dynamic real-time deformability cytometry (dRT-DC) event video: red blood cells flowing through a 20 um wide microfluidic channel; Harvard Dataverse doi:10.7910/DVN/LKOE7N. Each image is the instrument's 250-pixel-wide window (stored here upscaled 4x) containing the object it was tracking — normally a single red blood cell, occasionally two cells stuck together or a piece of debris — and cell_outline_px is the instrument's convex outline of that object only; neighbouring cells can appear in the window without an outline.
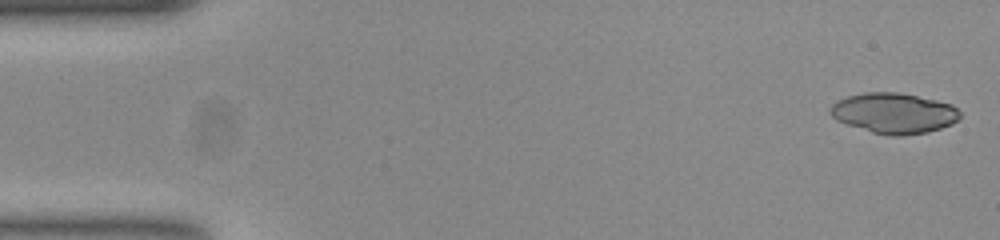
{"species": "common noctule bat (a hibernating species)", "species_latin": "Nyctalus noctula", "temperature_condition": "room temperature", "stored_images_in_passage": 53, "camera_frame_rate_fps": 3000, "um_per_image_px": 0.085, "animal": {"sex": "female", "body_mass_g": 23.0, "forearm_length_mm": 53.4}, "frame": {"image": 1, "passage_image": 1, "time_ms": 0.0, "image_size_px": [1000, 240], "cell_outline_px": [[960, 116], [952, 124], [928, 132], [904, 136], [892, 136], [872, 132], [836, 120], [828, 112], [828, 108], [836, 100], [848, 96], [864, 92], [896, 92], [936, 100], [952, 104], [960, 112]], "centroid_in_image_um": [75.96, 9.62], "position_along_channel_um": 9.0, "area_um2": 30.58}}